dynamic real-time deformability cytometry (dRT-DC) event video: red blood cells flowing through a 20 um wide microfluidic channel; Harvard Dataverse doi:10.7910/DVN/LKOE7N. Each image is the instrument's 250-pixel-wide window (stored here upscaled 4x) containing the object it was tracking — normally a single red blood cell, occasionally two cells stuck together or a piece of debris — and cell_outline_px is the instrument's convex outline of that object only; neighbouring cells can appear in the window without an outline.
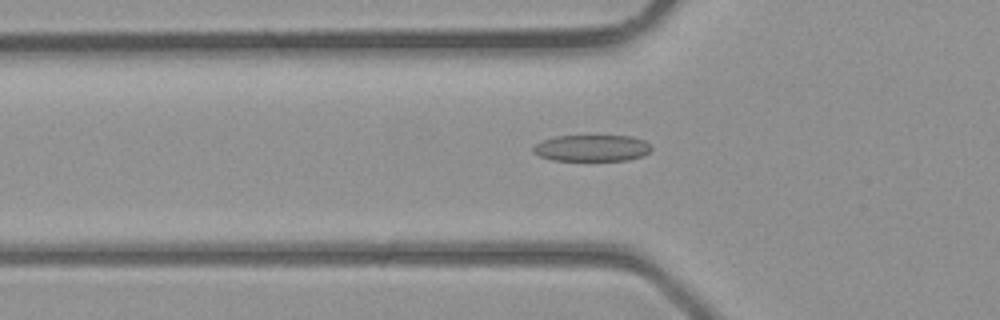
{"species": "common noctule bat (a hibernating species)", "species_latin": "Nyctalus noctula", "temperature_condition": "room temperature", "stored_images_in_passage": 29, "camera_frame_rate_fps": 3000, "um_per_image_px": 0.085, "animal": {"sex": "male", "body_mass_g": 23.1, "forearm_length_mm": 52.7}, "frame": {"image": 1, "passage_image": 3, "time_ms": 0.667, "image_size_px": [1000, 320], "cell_outline_px": [[652, 148], [648, 152], [640, 156], [628, 160], [552, 160], [540, 156], [532, 152], [532, 148], [536, 144], [544, 140], [556, 136], [632, 136], [644, 140]], "centroid_in_image_um": [50.29, 12.58], "position_along_channel_um": 75.5, "area_um2": 18.03}}
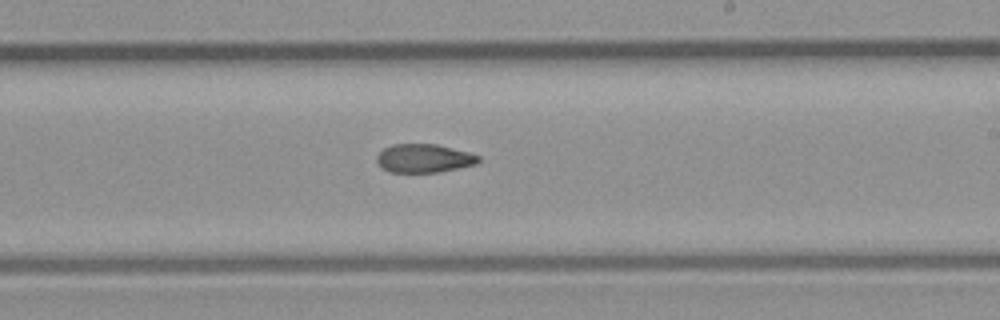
{"frame": {"image": 2, "passage_image": 13, "time_ms": 4.0, "image_size_px": [1000, 320], "cell_outline_px": [[480, 160], [476, 164], [440, 172], [388, 172], [380, 168], [376, 160], [376, 156], [384, 148], [392, 144], [436, 144], [468, 152], [480, 156]], "centroid_in_image_um": [36.0, 13.46], "position_along_channel_um": 253.0, "area_um2": 16.99}}
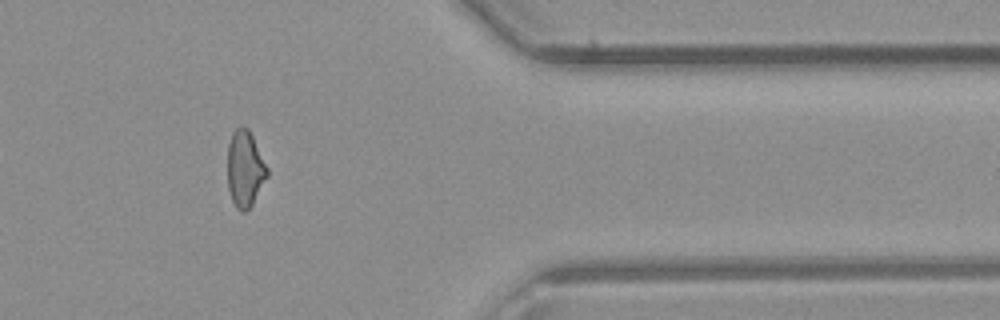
{"frame": {"image": 3, "passage_image": 22, "time_ms": 7.0, "image_size_px": [1000, 320], "cell_outline_px": [[268, 176], [252, 204], [244, 212], [240, 212], [236, 208], [232, 200], [228, 188], [228, 144], [232, 132], [236, 128], [248, 128], [268, 168]], "centroid_in_image_um": [20.82, 14.37], "position_along_channel_um": 390.6, "area_um2": 17.46}}